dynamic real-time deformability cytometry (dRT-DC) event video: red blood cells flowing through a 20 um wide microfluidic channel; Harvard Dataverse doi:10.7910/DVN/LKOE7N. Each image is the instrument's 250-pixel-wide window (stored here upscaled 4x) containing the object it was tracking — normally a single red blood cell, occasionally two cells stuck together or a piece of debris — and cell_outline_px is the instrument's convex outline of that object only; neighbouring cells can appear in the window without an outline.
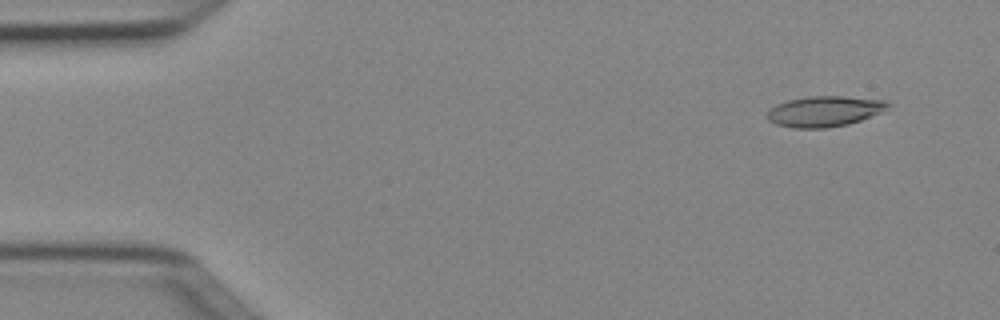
{"species": "Egyptian fruit bat (a non-hibernating species)", "species_latin": "Rousettus aegyptiacus", "temperature_condition": "cold", "stored_images_in_passage": 2, "camera_frame_rate_fps": 3000, "um_per_image_px": 0.085, "animal": {"sex": "female"}, "frame": {"image": 1, "passage_image": 1, "time_ms": 0.0, "image_size_px": [1000, 320], "cell_outline_px": [[892, 104], [880, 112], [860, 120], [848, 124], [824, 128], [792, 128], [776, 124], [768, 120], [764, 116], [768, 108], [776, 104], [788, 100], [808, 96], [844, 96], [888, 100]], "centroid_in_image_um": [70.03, 9.45], "position_along_channel_um": 15.0, "area_um2": 21.73}}